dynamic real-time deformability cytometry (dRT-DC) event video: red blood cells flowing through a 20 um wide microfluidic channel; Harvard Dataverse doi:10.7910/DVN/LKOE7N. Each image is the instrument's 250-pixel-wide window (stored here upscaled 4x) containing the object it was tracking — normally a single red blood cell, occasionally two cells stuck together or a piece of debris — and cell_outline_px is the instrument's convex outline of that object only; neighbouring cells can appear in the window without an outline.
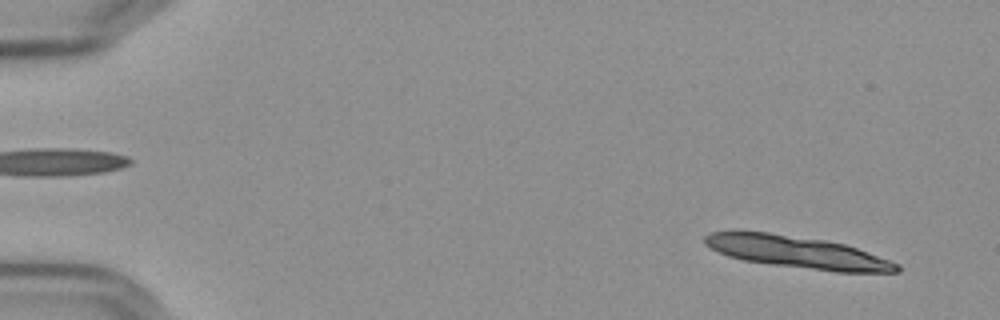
{"species": "Egyptian fruit bat (a non-hibernating species)", "species_latin": "Rousettus aegyptiacus", "temperature_condition": "cold", "stored_images_in_passage": 14, "camera_frame_rate_fps": 3000, "um_per_image_px": 0.085, "frame": {"image": 1, "passage_image": 3, "time_ms": 0.667, "image_size_px": [1000, 320], "cell_outline_px": [[900, 272], [836, 272], [772, 264], [744, 260], [728, 256], [704, 244], [704, 236], [712, 232], [768, 232], [824, 240], [844, 244], [856, 248], [900, 264]], "centroid_in_image_um": [67.8, 21.44], "position_along_channel_um": 17.2, "area_um2": 35.32}}